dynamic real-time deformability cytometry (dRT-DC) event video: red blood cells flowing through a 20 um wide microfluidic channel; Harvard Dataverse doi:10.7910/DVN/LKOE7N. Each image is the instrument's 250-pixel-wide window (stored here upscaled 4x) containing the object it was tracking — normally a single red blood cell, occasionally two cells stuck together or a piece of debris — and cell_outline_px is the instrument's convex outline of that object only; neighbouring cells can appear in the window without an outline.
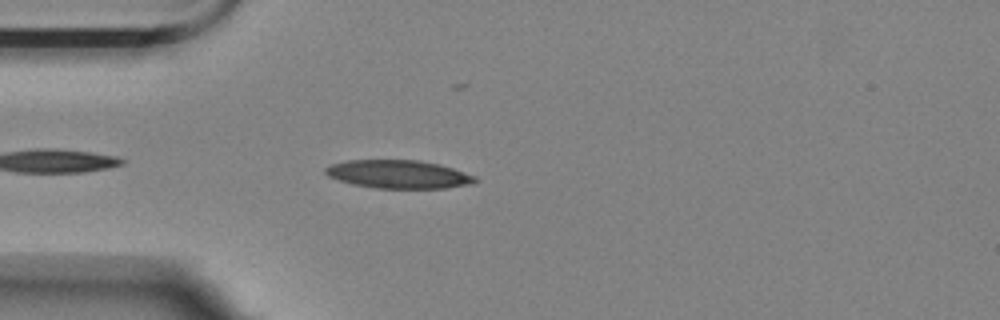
{"species": "Egyptian fruit bat (a non-hibernating species)", "species_latin": "Rousettus aegyptiacus", "temperature_condition": "room temperature", "stored_images_in_passage": 29, "camera_frame_rate_fps": 3000, "um_per_image_px": 0.085, "animal": {"sex": "female"}, "frame": {"image": 1, "passage_image": 4, "time_ms": 1.0, "image_size_px": [1000, 320], "cell_outline_px": [[480, 180], [472, 184], [448, 188], [376, 188], [352, 184], [328, 176], [324, 172], [324, 168], [332, 164], [348, 160], [420, 160], [440, 164], [476, 176]], "centroid_in_image_um": [33.91, 14.81], "position_along_channel_um": 51.1, "area_um2": 24.74}}
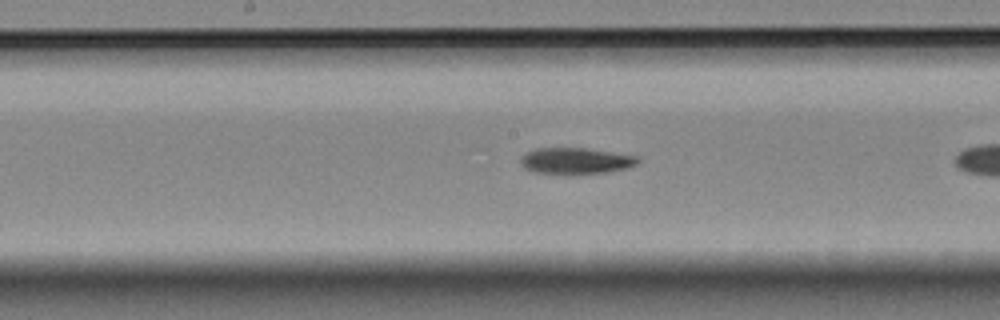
{"frame": {"image": 2, "passage_image": 14, "time_ms": 4.333, "image_size_px": [1000, 320], "cell_outline_px": [[640, 160], [636, 164], [628, 168], [608, 172], [568, 176], [532, 172], [524, 168], [520, 164], [520, 156], [524, 152], [536, 148], [588, 148], [640, 156]], "centroid_in_image_um": [48.91, 13.7], "position_along_channel_um": 199.3, "area_um2": 18.84}}
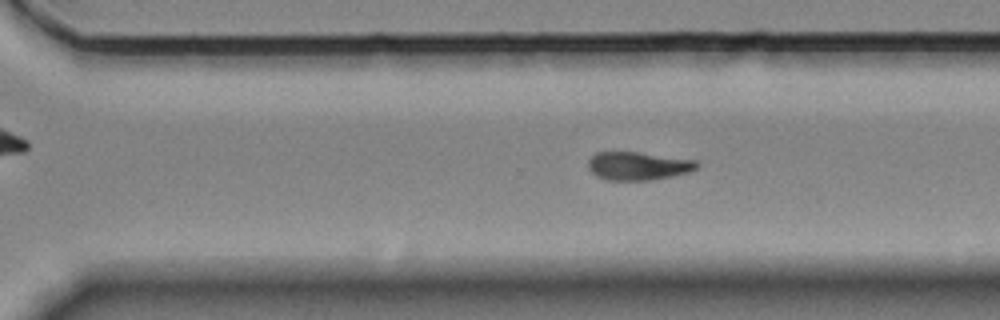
{"frame": {"image": 3, "passage_image": 24, "time_ms": 7.667, "image_size_px": [1000, 320], "cell_outline_px": [[700, 164], [696, 168], [688, 172], [672, 176], [652, 180], [608, 180], [596, 176], [588, 168], [588, 160], [596, 152], [640, 152], [696, 160]], "centroid_in_image_um": [54.23, 14.1], "position_along_channel_um": 316.4, "area_um2": 17.92}}